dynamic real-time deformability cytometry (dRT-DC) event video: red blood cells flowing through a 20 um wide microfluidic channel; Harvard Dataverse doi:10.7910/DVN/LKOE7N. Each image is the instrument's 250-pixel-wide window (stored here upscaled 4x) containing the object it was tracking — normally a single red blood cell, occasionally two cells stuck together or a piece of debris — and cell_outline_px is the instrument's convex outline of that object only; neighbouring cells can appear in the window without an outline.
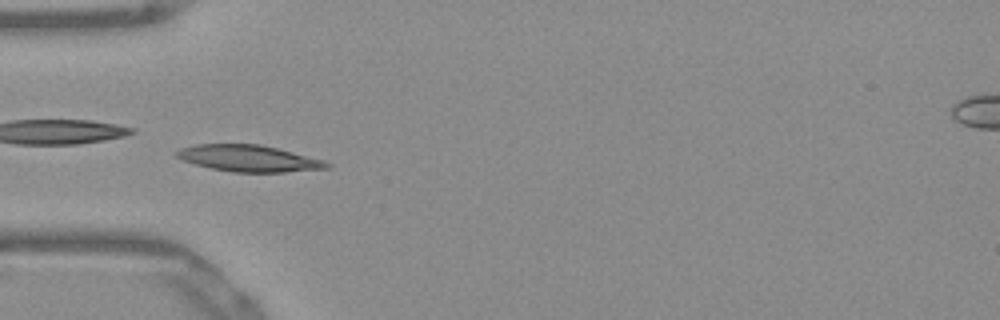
{"species": "Egyptian fruit bat (a non-hibernating species)", "species_latin": "Rousettus aegyptiacus", "temperature_condition": "warm", "stored_images_in_passage": 52, "camera_frame_rate_fps": 3000, "um_per_image_px": 0.085, "frame": {"image": 1, "passage_image": 16, "time_ms": 5.0, "image_size_px": [1000, 320], "cell_outline_px": [[332, 168], [284, 172], [232, 172], [212, 168], [180, 160], [172, 152], [180, 148], [196, 144], [260, 144], [324, 160], [332, 164]], "centroid_in_image_um": [21.13, 13.46], "position_along_channel_um": 63.9, "area_um2": 23.29}}
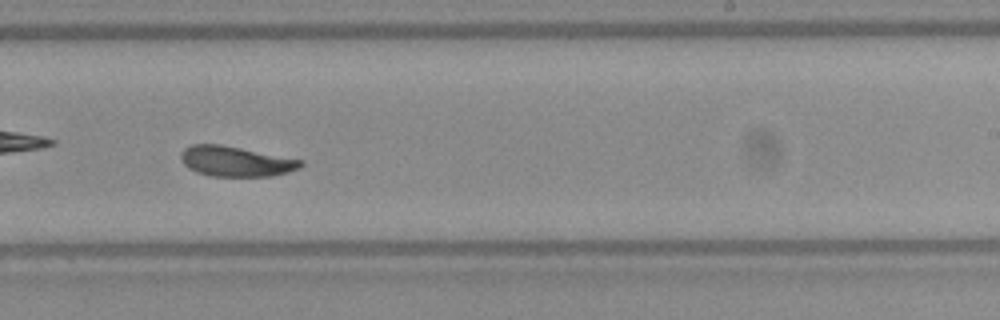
{"frame": {"image": 2, "passage_image": 32, "time_ms": 10.333, "image_size_px": [1000, 320], "cell_outline_px": [[304, 164], [300, 168], [288, 172], [272, 176], [212, 176], [196, 172], [188, 168], [180, 160], [180, 152], [184, 148], [192, 144], [220, 144], [304, 160]], "centroid_in_image_um": [20.03, 13.71], "position_along_channel_um": 269.0, "area_um2": 21.21}}
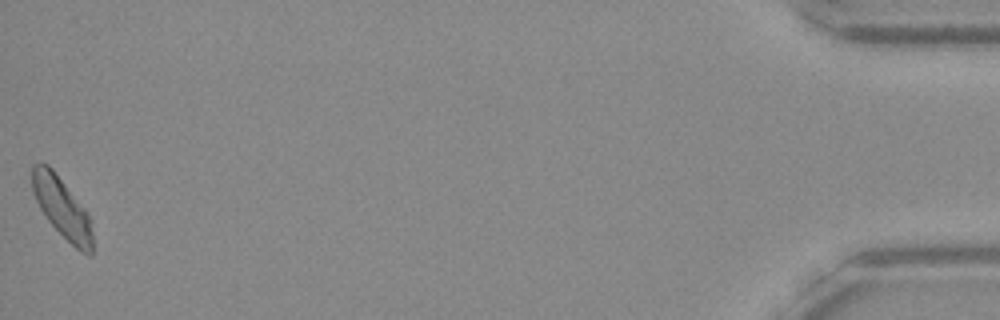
{"frame": {"image": 3, "passage_image": 52, "time_ms": 17.0, "image_size_px": [1000, 320], "cell_outline_px": [[92, 256], [88, 256], [80, 252], [48, 220], [40, 208], [32, 192], [32, 164], [48, 164], [52, 168], [84, 208], [88, 216], [92, 232]], "centroid_in_image_um": [5.26, 17.66], "position_along_channel_um": 429.9, "area_um2": 20.75}, "authors_computed_cell_mechanics": {"area_um2": 21.4438, "velocity_mm_per_s": 3.8602, "shape_relaxation_time_tau1_ms": 4.2803, "shape_relaxation_time_tau2_ms": 4.3206, "deformation_change_tau1": 0.1184, "deformation_change_tau2": 0.0841}}